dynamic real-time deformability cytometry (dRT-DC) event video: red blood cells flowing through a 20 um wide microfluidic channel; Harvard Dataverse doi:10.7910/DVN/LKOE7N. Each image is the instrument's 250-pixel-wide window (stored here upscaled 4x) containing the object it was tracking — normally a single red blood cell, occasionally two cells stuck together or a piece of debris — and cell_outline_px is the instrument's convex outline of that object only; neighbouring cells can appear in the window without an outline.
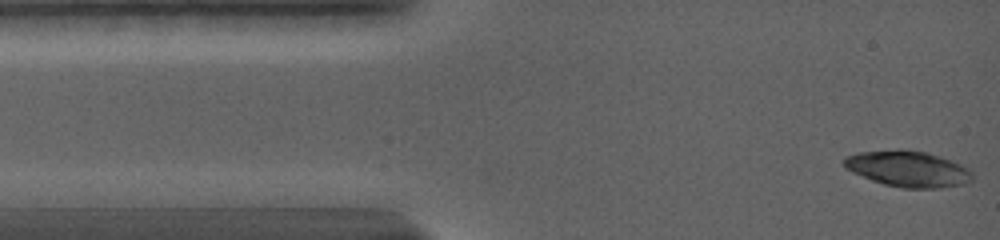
{"species": "common noctule bat (a hibernating species)", "species_latin": "Nyctalus noctula", "temperature_condition": "warm", "stored_images_in_passage": 23, "camera_frame_rate_fps": 5000, "um_per_image_px": 0.085, "animal": {"sex": "female", "body_mass_g": 19.0, "forearm_length_mm": 56.7}, "frame": {"image": 1, "passage_image": 1, "time_ms": 0.0, "image_size_px": [1000, 240], "cell_outline_px": [[972, 180], [960, 184], [940, 188], [904, 188], [884, 184], [872, 180], [852, 172], [844, 168], [844, 156], [860, 152], [924, 152], [952, 160], [968, 168], [972, 172]], "centroid_in_image_um": [77.18, 14.39], "position_along_channel_um": 7.8, "area_um2": 25.95}}
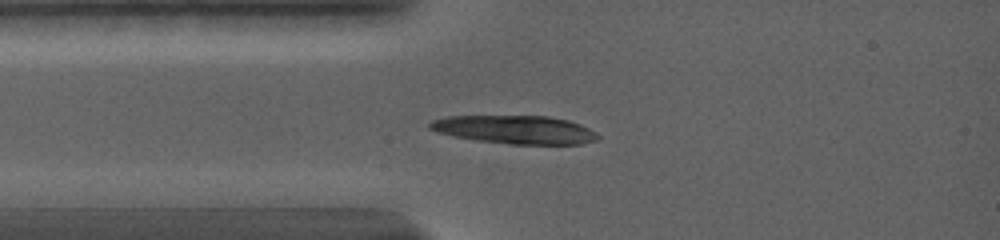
{"frame": {"image": 2, "passage_image": 22, "time_ms": 2.8, "image_size_px": [1000, 240], "cell_outline_px": [[600, 140], [584, 144], [508, 144], [476, 140], [452, 136], [436, 132], [428, 128], [428, 124], [432, 120], [444, 116], [548, 116], [568, 120], [580, 124], [596, 132], [600, 136]], "centroid_in_image_um": [43.78, 11.02], "position_along_channel_um": 41.2, "area_um2": 28.03}}